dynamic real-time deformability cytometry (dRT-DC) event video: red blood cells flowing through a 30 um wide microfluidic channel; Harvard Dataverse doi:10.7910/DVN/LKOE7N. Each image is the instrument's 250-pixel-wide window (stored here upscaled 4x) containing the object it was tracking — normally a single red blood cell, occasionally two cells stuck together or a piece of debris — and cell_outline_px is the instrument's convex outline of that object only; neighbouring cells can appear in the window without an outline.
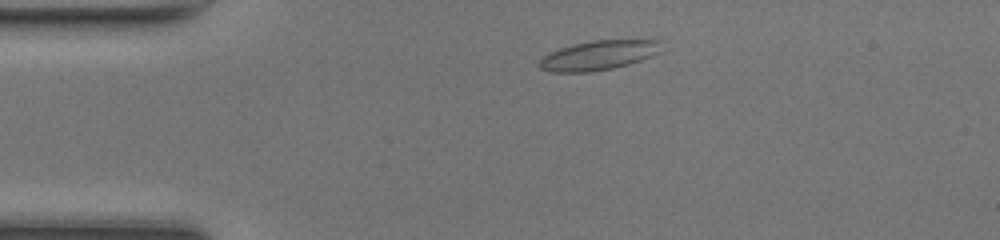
{"species": "common noctule bat (a hibernating species)", "species_latin": "Nyctalus noctula", "temperature_condition": "room temperature", "stored_images_in_passage": 43, "camera_frame_rate_fps": 3000, "um_per_image_px": 0.085, "animal": {"sex": "female", "body_mass_g": 17.0, "forearm_length_mm": 48.0}, "frame": {"image": 1, "passage_image": 5, "time_ms": 1.333, "image_size_px": [1000, 240], "cell_outline_px": [[660, 52], [640, 60], [628, 64], [612, 68], [588, 72], [548, 72], [540, 68], [536, 64], [544, 56], [560, 48], [572, 44], [592, 40], [660, 40]], "centroid_in_image_um": [50.83, 4.7], "position_along_channel_um": 34.2, "area_um2": 20.81}}
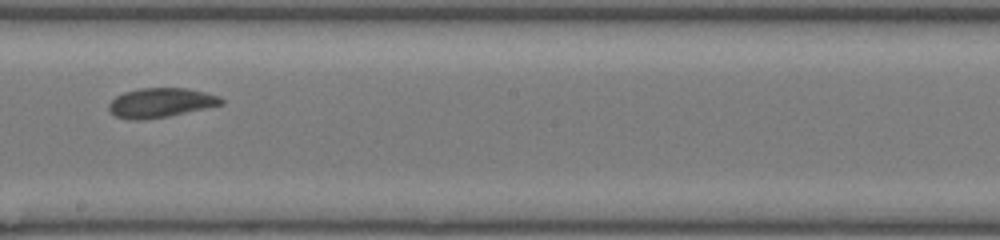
{"frame": {"image": 2, "passage_image": 22, "time_ms": 7.0, "image_size_px": [1000, 240], "cell_outline_px": [[224, 104], [168, 116], [144, 120], [128, 120], [116, 116], [108, 112], [108, 104], [116, 96], [124, 92], [140, 88], [188, 88], [220, 96], [224, 100]], "centroid_in_image_um": [13.63, 8.73], "position_along_channel_um": 234.6, "area_um2": 19.42}}
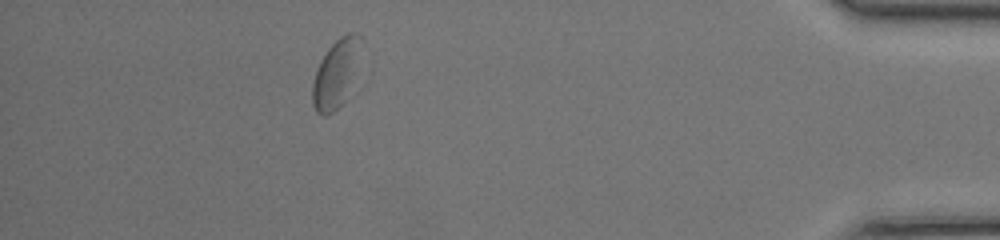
{"frame": {"image": 3, "passage_image": 38, "time_ms": 12.333, "image_size_px": [1000, 240], "cell_outline_px": [[364, 44], [340, 104], [332, 112], [324, 116], [320, 116], [316, 112], [312, 104], [312, 84], [316, 68], [320, 60], [328, 48], [340, 36], [348, 32], [356, 32], [364, 40]], "centroid_in_image_um": [28.51, 6.17], "position_along_channel_um": 406.7, "area_um2": 18.73}, "authors_computed_cell_mechanics": {"area_um2": 19.4208, "velocity_mm_per_s": 4.2681, "shape_relaxation_time_tau1_ms": 7.2603, "shape_relaxation_time_tau2_ms": 4.6571, "deformation_change_tau1": 0.1348, "deformation_change_tau2": 0.0929}}